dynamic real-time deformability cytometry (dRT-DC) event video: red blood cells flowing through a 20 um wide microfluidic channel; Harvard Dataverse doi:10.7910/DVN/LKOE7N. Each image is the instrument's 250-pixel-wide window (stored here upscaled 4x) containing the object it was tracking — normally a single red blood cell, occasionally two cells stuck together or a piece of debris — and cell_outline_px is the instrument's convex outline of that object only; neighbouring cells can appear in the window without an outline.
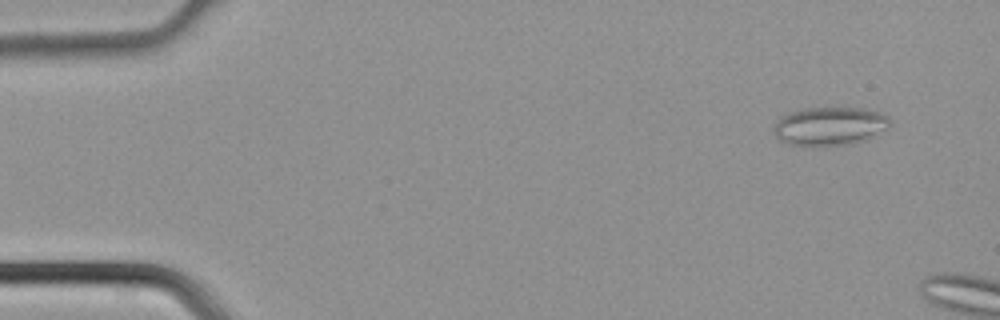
{"species": "common noctule bat (a hibernating species)", "species_latin": "Nyctalus noctula", "temperature_condition": "cold", "stored_images_in_passage": 6, "camera_frame_rate_fps": 3000, "um_per_image_px": 0.085, "animal": {"sex": "male", "body_mass_g": 21.5, "forearm_length_mm": 52.0}, "frame": {"image": 1, "passage_image": 2, "time_ms": 0.333, "image_size_px": [1000, 320], "cell_outline_px": [[892, 124], [888, 128], [868, 140], [852, 144], [824, 148], [812, 148], [788, 144], [780, 140], [772, 132], [772, 128], [776, 120], [780, 116], [788, 112], [804, 108], [864, 108], [880, 112], [888, 116]], "centroid_in_image_um": [70.51, 10.76], "position_along_channel_um": 14.5, "area_um2": 27.28}}